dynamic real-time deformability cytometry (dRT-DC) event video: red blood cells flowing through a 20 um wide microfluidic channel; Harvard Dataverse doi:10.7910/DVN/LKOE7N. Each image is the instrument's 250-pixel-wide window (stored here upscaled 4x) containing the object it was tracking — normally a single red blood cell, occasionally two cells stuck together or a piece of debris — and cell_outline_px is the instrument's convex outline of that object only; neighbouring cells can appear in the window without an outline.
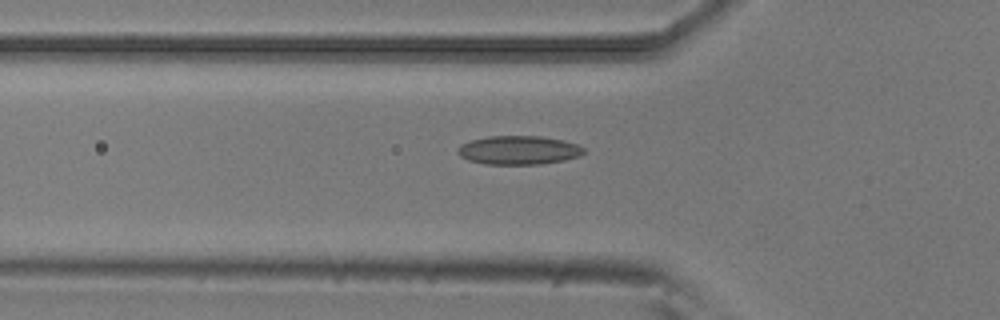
{"species": "common noctule bat (a hibernating species)", "species_latin": "Nyctalus noctula", "temperature_condition": "room temperature", "stored_images_in_passage": 42, "camera_frame_rate_fps": 3000, "um_per_image_px": 0.085, "animal": {"sex": "male", "body_mass_g": 20.5, "forearm_length_mm": 52.5}, "frame": {"image": 1, "passage_image": 8, "time_ms": 2.333, "image_size_px": [1000, 320], "cell_outline_px": [[584, 152], [580, 156], [564, 160], [540, 164], [488, 164], [468, 160], [460, 156], [456, 152], [456, 148], [460, 144], [468, 140], [488, 136], [540, 136], [564, 140], [576, 144], [584, 148]], "centroid_in_image_um": [44.04, 12.75], "position_along_channel_um": 81.8, "area_um2": 21.27}}
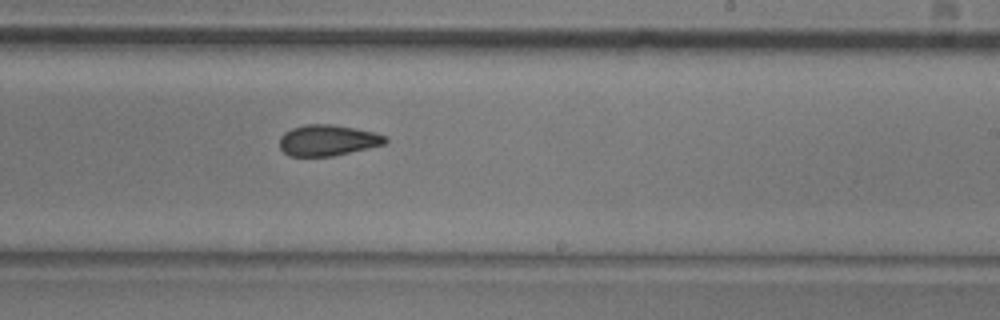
{"frame": {"image": 2, "passage_image": 22, "time_ms": 7.0, "image_size_px": [1000, 320], "cell_outline_px": [[388, 140], [384, 144], [368, 148], [332, 156], [288, 156], [280, 148], [280, 136], [284, 132], [292, 128], [304, 124], [332, 124], [376, 132], [388, 136]], "centroid_in_image_um": [27.86, 11.92], "position_along_channel_um": 261.1, "area_um2": 19.19}}
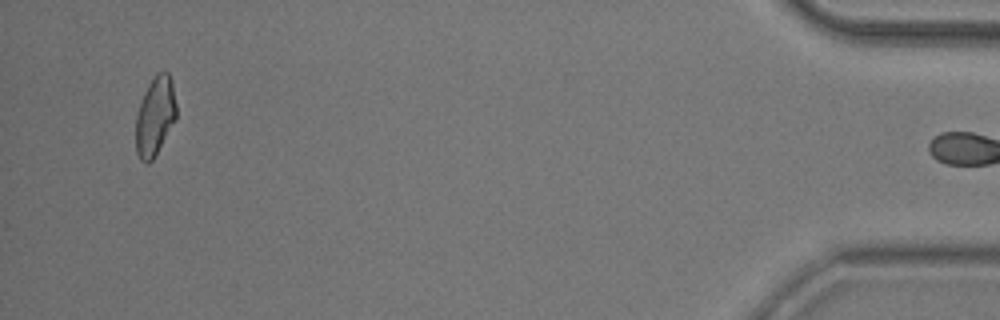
{"frame": {"image": 3, "passage_image": 41, "time_ms": 13.333, "image_size_px": [1000, 320], "cell_outline_px": [[176, 120], [152, 160], [148, 164], [140, 160], [136, 152], [136, 116], [144, 92], [148, 84], [156, 72], [168, 72], [172, 80], [176, 104]], "centroid_in_image_um": [13.19, 9.87], "position_along_channel_um": 422.0, "area_um2": 18.67}}